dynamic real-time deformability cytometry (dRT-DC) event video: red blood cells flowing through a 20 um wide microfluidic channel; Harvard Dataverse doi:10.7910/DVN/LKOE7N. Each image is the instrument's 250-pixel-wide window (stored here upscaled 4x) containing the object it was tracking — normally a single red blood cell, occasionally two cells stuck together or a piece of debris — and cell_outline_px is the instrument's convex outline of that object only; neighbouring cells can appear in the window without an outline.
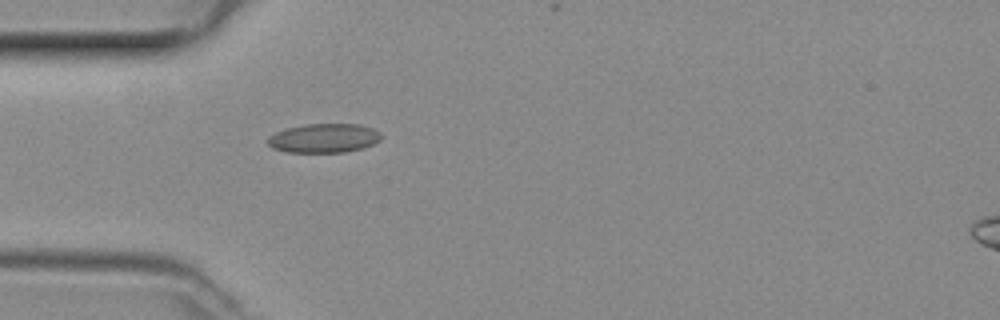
{"species": "common noctule bat (a hibernating species)", "species_latin": "Nyctalus noctula", "temperature_condition": "room temperature", "stored_images_in_passage": 35, "camera_frame_rate_fps": 3000, "um_per_image_px": 0.085, "animal": {"sex": "female", "body_mass_g": 29.2, "forearm_length_mm": 56.3}, "frame": {"image": 1, "passage_image": 1, "time_ms": 0.0, "image_size_px": [1000, 320], "cell_outline_px": [[380, 140], [364, 148], [344, 152], [288, 152], [272, 148], [268, 144], [268, 136], [284, 128], [304, 124], [360, 124], [372, 128], [380, 132]], "centroid_in_image_um": [27.52, 11.74], "position_along_channel_um": 57.5, "area_um2": 19.31}}
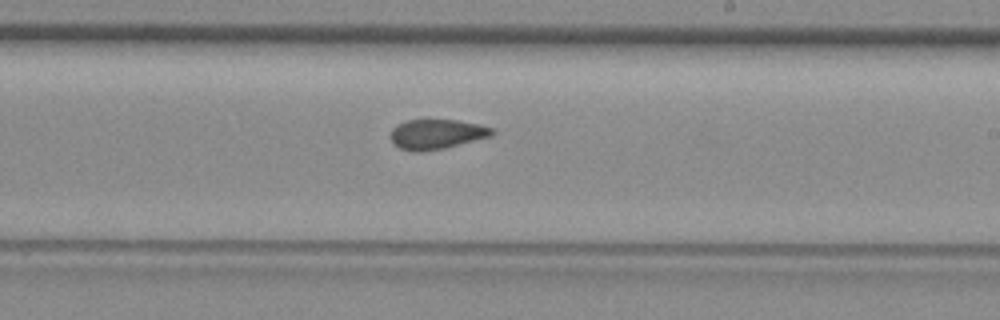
{"frame": {"image": 2, "passage_image": 15, "time_ms": 4.667, "image_size_px": [1000, 320], "cell_outline_px": [[496, 132], [492, 136], [444, 148], [420, 152], [412, 152], [400, 148], [392, 140], [392, 128], [396, 124], [408, 120], [456, 120], [480, 124], [492, 128]], "centroid_in_image_um": [37.14, 11.4], "position_along_channel_um": 251.9, "area_um2": 17.57}}
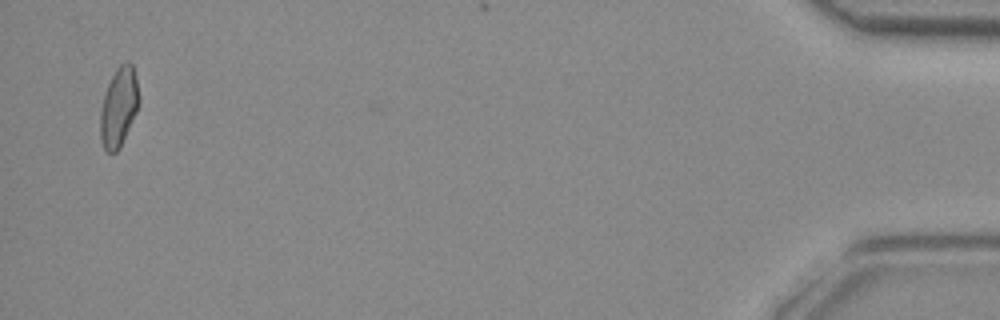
{"frame": {"image": 3, "passage_image": 34, "time_ms": 11.0, "image_size_px": [1000, 320], "cell_outline_px": [[140, 104], [120, 148], [116, 152], [108, 152], [104, 148], [100, 136], [100, 112], [104, 96], [108, 84], [116, 68], [120, 64], [128, 60], [132, 64], [136, 80], [140, 100]], "centroid_in_image_um": [10.1, 9.09], "position_along_channel_um": 425.1, "area_um2": 17.8}}